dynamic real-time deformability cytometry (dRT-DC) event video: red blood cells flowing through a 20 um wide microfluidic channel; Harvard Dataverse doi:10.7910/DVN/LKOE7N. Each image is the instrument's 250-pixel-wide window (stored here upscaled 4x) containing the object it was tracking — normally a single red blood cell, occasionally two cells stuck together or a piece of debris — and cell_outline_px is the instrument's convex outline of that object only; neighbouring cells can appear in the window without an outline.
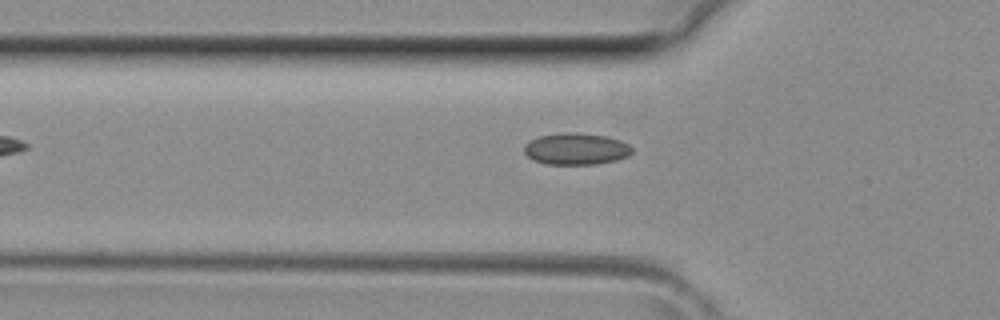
{"species": "common noctule bat (a hibernating species)", "species_latin": "Nyctalus noctula", "temperature_condition": "room temperature", "stored_images_in_passage": 3, "camera_frame_rate_fps": 3000, "um_per_image_px": 0.085, "animal": {"sex": "female", "body_mass_g": 29.2, "forearm_length_mm": 56.3}, "frame": {"image": 1, "passage_image": 3, "time_ms": 0.667, "image_size_px": [1000, 320], "cell_outline_px": [[632, 152], [628, 156], [616, 160], [596, 164], [548, 164], [532, 160], [524, 152], [524, 144], [528, 140], [540, 136], [564, 132], [576, 132], [608, 136], [620, 140], [628, 144], [632, 148]], "centroid_in_image_um": [48.95, 12.65], "position_along_channel_um": 76.8, "area_um2": 20.06}}